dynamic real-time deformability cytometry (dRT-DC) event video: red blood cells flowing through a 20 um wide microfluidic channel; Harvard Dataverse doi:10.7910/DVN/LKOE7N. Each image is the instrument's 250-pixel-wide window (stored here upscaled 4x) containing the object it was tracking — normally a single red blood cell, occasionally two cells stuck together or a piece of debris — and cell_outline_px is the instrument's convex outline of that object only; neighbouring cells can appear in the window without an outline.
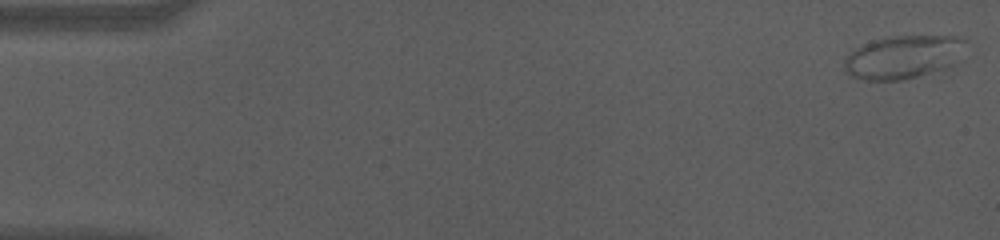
{"species": "human", "species_latin": "Homo sapiens", "temperature_condition": "cold", "stored_images_in_passage": 58, "camera_frame_rate_fps": 3000, "um_per_image_px": 0.085, "donor": {"sex": "male"}, "frame": {"image": 1, "passage_image": 1, "time_ms": 0.0, "image_size_px": [1000, 240], "cell_outline_px": [[976, 52], [964, 60], [948, 68], [904, 80], [864, 80], [848, 76], [844, 72], [844, 56], [856, 48], [872, 40], [884, 36], [964, 36], [968, 40]], "centroid_in_image_um": [76.99, 4.83], "position_along_channel_um": 8.0, "area_um2": 32.6}}
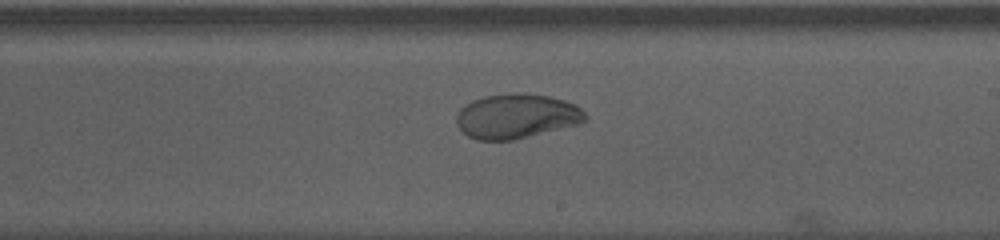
{"frame": {"image": 2, "passage_image": 34, "time_ms": 11.0, "image_size_px": [1000, 240], "cell_outline_px": [[588, 120], [580, 124], [512, 140], [476, 140], [468, 136], [456, 124], [456, 112], [464, 104], [472, 100], [484, 96], [512, 92], [524, 92], [548, 96], [564, 100], [576, 104], [588, 116]], "centroid_in_image_um": [43.9, 9.86], "position_along_channel_um": 245.1, "area_um2": 33.93}}
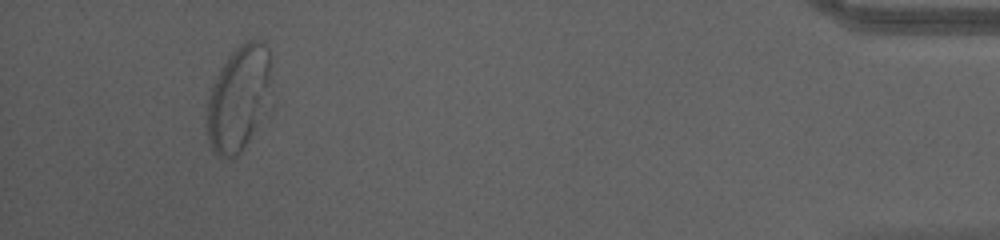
{"frame": {"image": 3, "passage_image": 54, "time_ms": 17.667, "image_size_px": [1000, 240], "cell_outline_px": [[268, 80], [264, 104], [248, 140], [240, 152], [236, 156], [216, 156], [208, 140], [204, 116], [208, 96], [212, 84], [220, 68], [228, 56], [240, 44], [248, 40], [264, 40], [268, 48]], "centroid_in_image_um": [20.15, 8.33], "position_along_channel_um": 415.0, "area_um2": 38.15}, "authors_computed_cell_mechanics": {"area_um2": 33.1772, "velocity_mm_per_s": 3.5273, "shape_relaxation_time_tau1_ms": 5.4051, "shape_relaxation_time_tau2_ms": 1.0476, "deformation_change_tau1": 0.1797, "deformation_change_tau2": 0.0256}}